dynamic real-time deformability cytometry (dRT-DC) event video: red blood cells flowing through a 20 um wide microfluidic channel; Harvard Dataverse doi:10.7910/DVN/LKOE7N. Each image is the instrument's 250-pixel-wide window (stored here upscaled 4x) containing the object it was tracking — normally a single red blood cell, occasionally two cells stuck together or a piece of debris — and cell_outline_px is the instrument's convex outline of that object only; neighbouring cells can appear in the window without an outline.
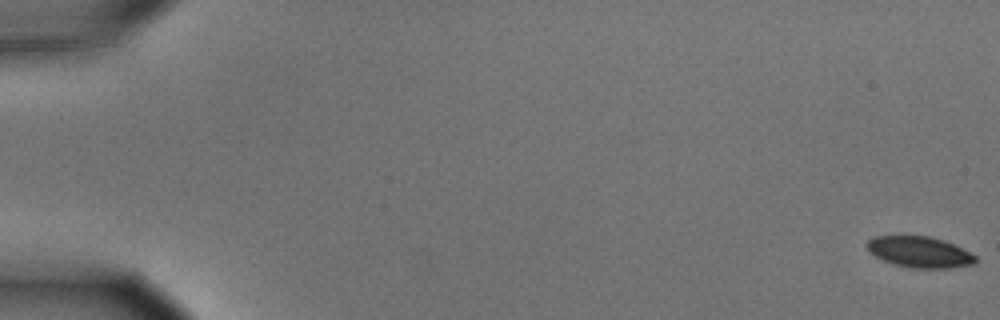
{"species": "common noctule bat (a hibernating species)", "species_latin": "Nyctalus noctula", "temperature_condition": "cold", "stored_images_in_passage": 57, "camera_frame_rate_fps": 3000, "um_per_image_px": 0.085, "animal": {"sex": "male", "body_mass_g": 15.6}, "frame": {"image": 1, "passage_image": 1, "time_ms": 0.0, "image_size_px": [1000, 320], "cell_outline_px": [[976, 260], [972, 264], [952, 268], [912, 268], [896, 264], [884, 260], [868, 252], [864, 244], [872, 236], [928, 236], [952, 244], [976, 256]], "centroid_in_image_um": [78.09, 21.42], "position_along_channel_um": 6.9, "area_um2": 19.36}}
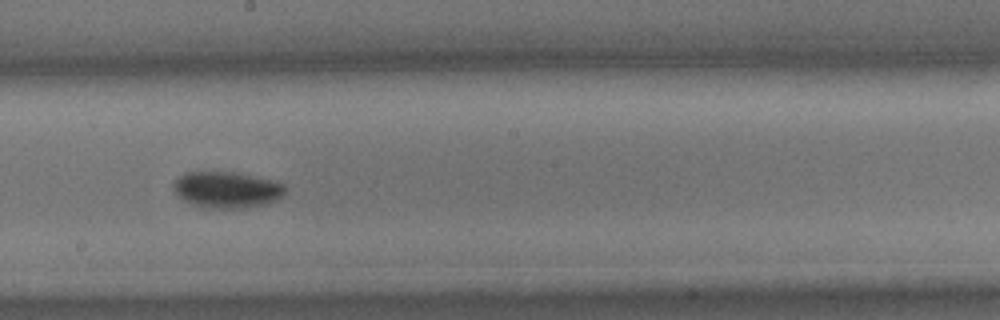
{"frame": {"image": 2, "passage_image": 33, "time_ms": 10.667, "image_size_px": [1000, 320], "cell_outline_px": [[288, 188], [284, 196], [276, 200], [264, 204], [248, 208], [204, 208], [192, 204], [184, 200], [172, 188], [172, 184], [184, 172], [232, 172], [272, 180], [284, 184]], "centroid_in_image_um": [19.31, 16.14], "position_along_channel_um": 228.9, "area_um2": 23.7}}
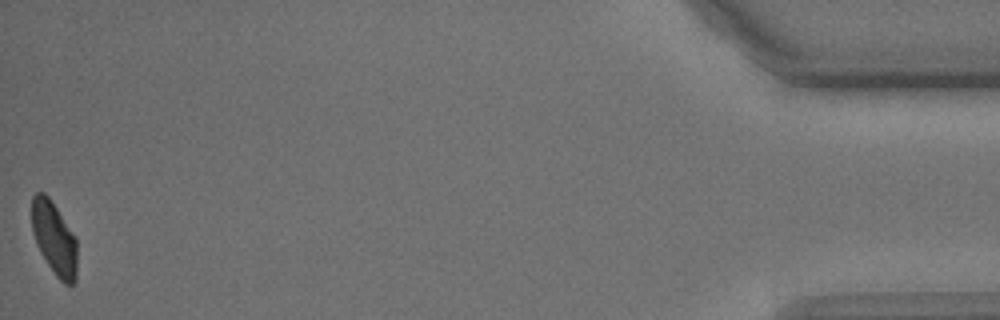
{"frame": {"image": 3, "passage_image": 57, "time_ms": 18.667, "image_size_px": [1000, 320], "cell_outline_px": [[76, 280], [72, 284], [64, 284], [56, 276], [40, 252], [36, 244], [32, 232], [32, 196], [36, 192], [44, 192], [48, 196], [56, 208], [76, 240]], "centroid_in_image_um": [4.58, 20.27], "position_along_channel_um": 430.6, "area_um2": 18.96}, "authors_computed_cell_mechanics": {"area_um2": 21.3282, "velocity_mm_per_s": 3.6148, "shape_relaxation_time_tau1_ms": 9.1919, "shape_relaxation_time_tau2_ms": null, "deformation_change_tau1": 0.2002, "deformation_change_tau2": null}}